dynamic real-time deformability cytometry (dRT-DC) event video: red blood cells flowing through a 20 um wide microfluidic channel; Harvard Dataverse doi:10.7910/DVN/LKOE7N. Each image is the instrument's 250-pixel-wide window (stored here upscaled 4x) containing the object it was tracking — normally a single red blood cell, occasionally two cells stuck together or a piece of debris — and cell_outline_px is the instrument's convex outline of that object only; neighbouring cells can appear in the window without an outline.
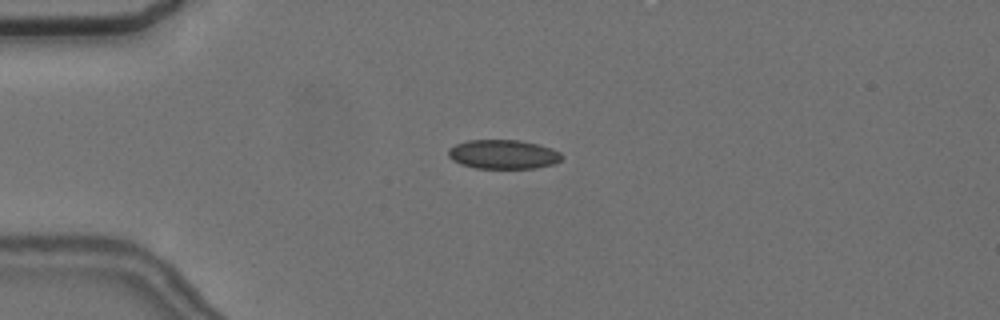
{"species": "common noctule bat (a hibernating species)", "species_latin": "Nyctalus noctula", "temperature_condition": "cold", "stored_images_in_passage": 6, "camera_frame_rate_fps": 3000, "um_per_image_px": 0.085, "animal": {"sex": "female", "body_mass_g": 24.6, "forearm_length_mm": 56.2}, "frame": {"image": 1, "passage_image": 4, "time_ms": 3.333, "image_size_px": [1000, 320], "cell_outline_px": [[564, 156], [560, 160], [552, 164], [536, 168], [476, 168], [460, 164], [452, 160], [448, 156], [448, 148], [456, 144], [468, 140], [520, 140], [540, 144], [552, 148], [560, 152]], "centroid_in_image_um": [42.77, 13.11], "position_along_channel_um": 42.2, "area_um2": 19.42}}